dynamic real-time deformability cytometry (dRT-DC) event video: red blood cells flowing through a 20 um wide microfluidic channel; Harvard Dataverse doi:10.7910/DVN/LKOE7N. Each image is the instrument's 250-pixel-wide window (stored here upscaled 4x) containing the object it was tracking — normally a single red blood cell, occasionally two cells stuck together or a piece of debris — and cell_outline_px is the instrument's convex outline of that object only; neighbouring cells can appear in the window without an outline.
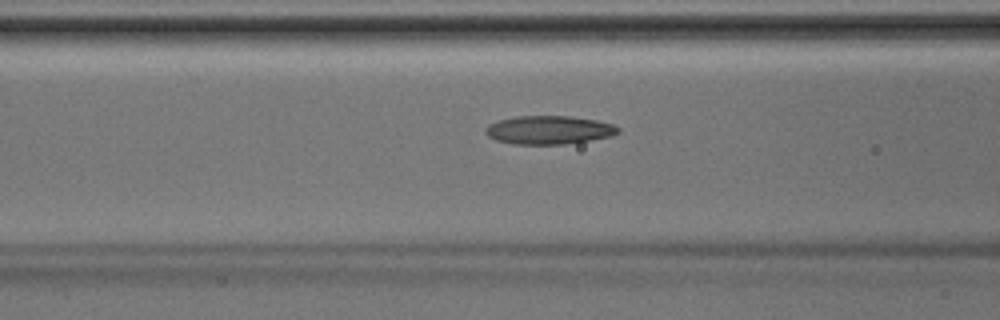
{"species": "Egyptian fruit bat (a non-hibernating species)", "species_latin": "Rousettus aegyptiacus", "temperature_condition": "room temperature", "stored_images_in_passage": 43, "camera_frame_rate_fps": 3000, "um_per_image_px": 0.085, "animal": {"sex": "male"}, "frame": {"image": 1, "passage_image": 17, "time_ms": 5.333, "image_size_px": [1000, 320], "cell_outline_px": [[620, 132], [612, 136], [564, 144], [512, 144], [496, 140], [488, 136], [484, 132], [484, 128], [488, 124], [500, 120], [516, 116], [568, 116], [596, 120], [612, 124], [620, 128]], "centroid_in_image_um": [46.63, 11.05], "position_along_channel_um": 120.0, "area_um2": 21.96}}
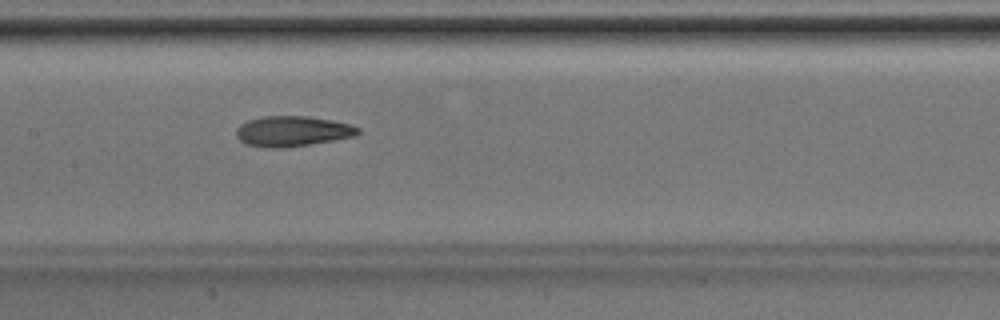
{"frame": {"image": 2, "passage_image": 21, "time_ms": 6.667, "image_size_px": [1000, 320], "cell_outline_px": [[360, 132], [356, 136], [284, 148], [268, 148], [248, 144], [240, 140], [236, 136], [236, 128], [240, 124], [248, 120], [260, 116], [308, 116], [332, 120], [352, 124], [360, 128]], "centroid_in_image_um": [24.86, 11.14], "position_along_channel_um": 182.5, "area_um2": 21.62}}
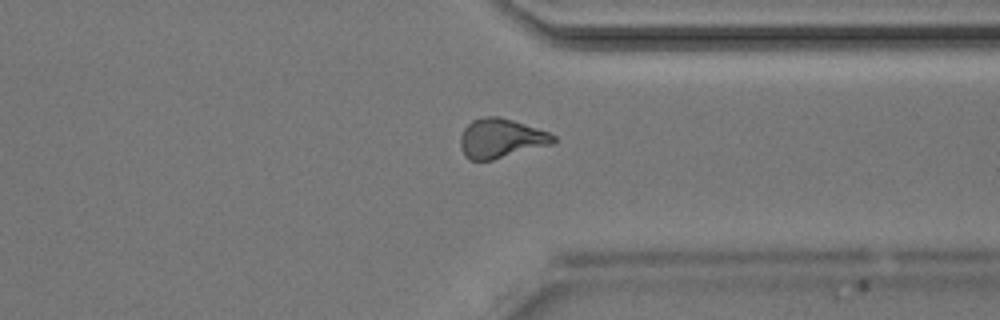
{"frame": {"image": 3, "passage_image": 33, "time_ms": 10.667, "image_size_px": [1000, 320], "cell_outline_px": [[556, 140], [552, 144], [492, 160], [468, 160], [464, 156], [460, 148], [460, 136], [464, 128], [472, 120], [484, 116], [500, 116], [548, 132], [556, 136]], "centroid_in_image_um": [42.54, 11.76], "position_along_channel_um": 368.9, "area_um2": 21.33}}